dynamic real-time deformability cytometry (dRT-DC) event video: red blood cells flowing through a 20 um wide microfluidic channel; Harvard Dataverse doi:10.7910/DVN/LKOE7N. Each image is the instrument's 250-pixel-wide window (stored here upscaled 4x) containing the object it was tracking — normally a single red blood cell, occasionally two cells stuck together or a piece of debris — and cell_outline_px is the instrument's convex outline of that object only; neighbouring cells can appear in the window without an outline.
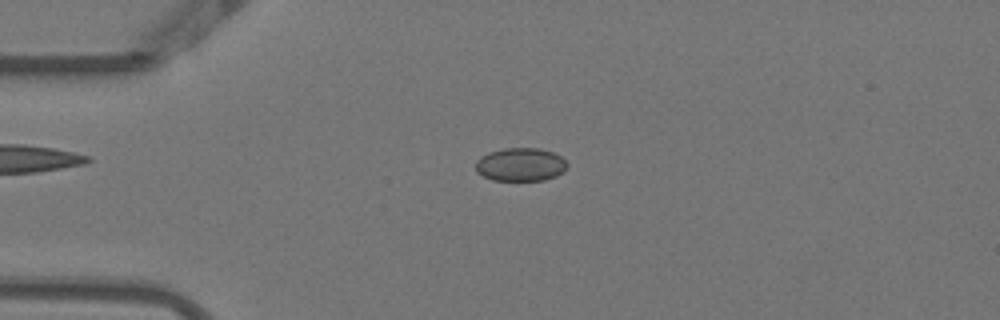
{"species": "Egyptian fruit bat (a non-hibernating species)", "species_latin": "Rousettus aegyptiacus", "temperature_condition": "warm", "stored_images_in_passage": 52, "camera_frame_rate_fps": 3000, "um_per_image_px": 0.085, "animal": {"sex": "female"}, "frame": {"image": 1, "passage_image": 12, "time_ms": 3.667, "image_size_px": [1000, 320], "cell_outline_px": [[564, 168], [560, 172], [552, 176], [540, 180], [496, 180], [484, 176], [476, 168], [476, 164], [484, 156], [492, 152], [512, 148], [532, 148], [548, 152], [564, 160]], "centroid_in_image_um": [44.2, 14.0], "position_along_channel_um": 40.8, "area_um2": 16.42}}
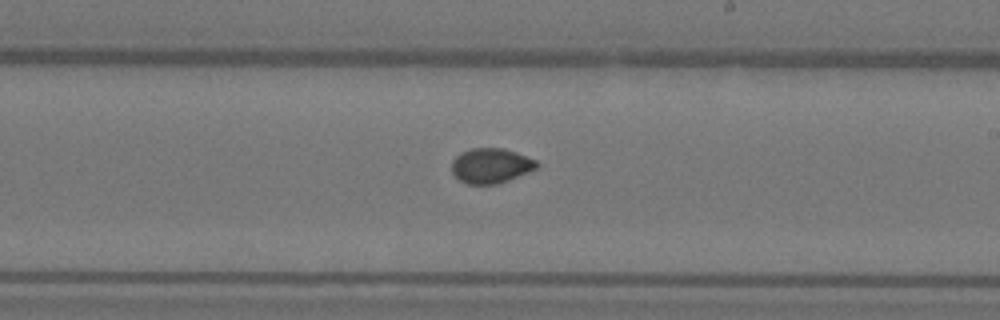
{"frame": {"image": 2, "passage_image": 30, "time_ms": 9.667, "image_size_px": [1000, 320], "cell_outline_px": [[536, 164], [532, 168], [524, 172], [504, 180], [492, 184], [472, 184], [456, 176], [452, 172], [452, 164], [464, 152], [476, 148], [496, 148], [512, 152], [536, 160]], "centroid_in_image_um": [41.68, 14.07], "position_along_channel_um": 247.3, "area_um2": 15.78}}
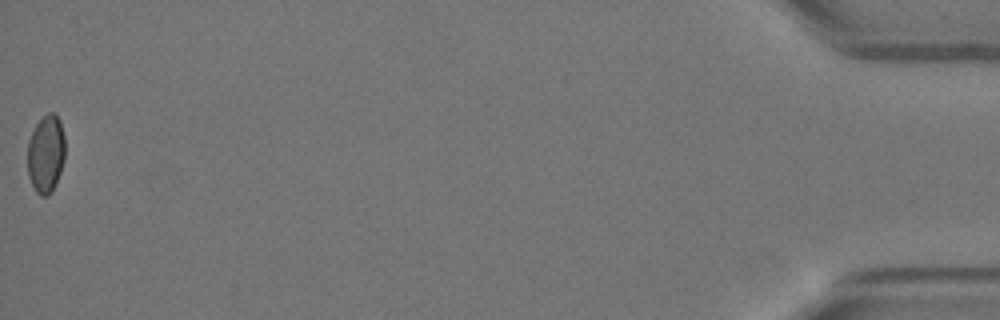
{"frame": {"image": 3, "passage_image": 52, "time_ms": 17.0, "image_size_px": [1000, 320], "cell_outline_px": [[64, 156], [56, 180], [52, 188], [44, 196], [36, 192], [32, 184], [28, 172], [28, 144], [32, 132], [36, 124], [44, 116], [52, 112], [56, 116], [60, 124], [64, 140]], "centroid_in_image_um": [3.87, 13.05], "position_along_channel_um": 431.3, "area_um2": 16.13}, "authors_computed_cell_mechanics": {"area_um2": 16.0684, "velocity_mm_per_s": 3.853, "shape_relaxation_time_tau1_ms": null, "shape_relaxation_time_tau2_ms": 0.9226, "deformation_change_tau1": null, "deformation_change_tau2": 0.0348}}